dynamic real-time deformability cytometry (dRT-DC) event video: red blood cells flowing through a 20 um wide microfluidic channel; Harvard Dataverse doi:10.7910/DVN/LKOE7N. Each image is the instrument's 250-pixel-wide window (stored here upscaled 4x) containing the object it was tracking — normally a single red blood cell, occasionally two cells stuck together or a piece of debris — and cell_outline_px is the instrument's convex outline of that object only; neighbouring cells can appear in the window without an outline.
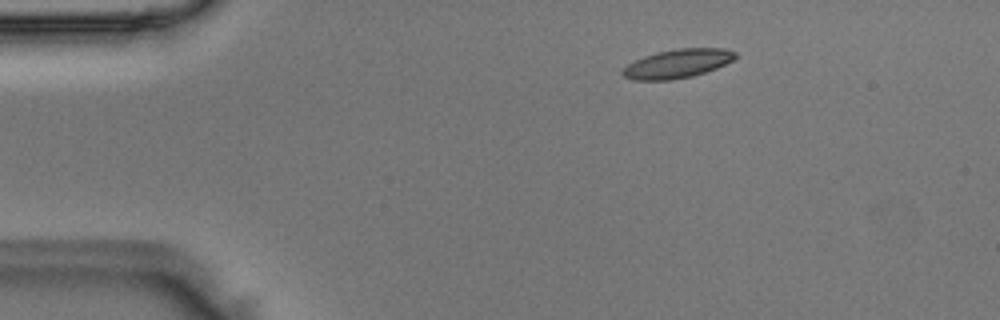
{"species": "Egyptian fruit bat (a non-hibernating species)", "species_latin": "Rousettus aegyptiacus", "temperature_condition": "room temperature", "stored_images_in_passage": 3, "camera_frame_rate_fps": 3000, "um_per_image_px": 0.085, "animal": {"sex": "male"}, "frame": {"image": 1, "passage_image": 2, "time_ms": 0.333, "image_size_px": [1000, 320], "cell_outline_px": [[736, 56], [732, 60], [716, 68], [692, 76], [672, 80], [632, 80], [624, 76], [620, 72], [628, 64], [644, 56], [656, 52], [676, 48], [724, 48], [736, 52]], "centroid_in_image_um": [57.56, 5.4], "position_along_channel_um": 27.4, "area_um2": 18.84}}